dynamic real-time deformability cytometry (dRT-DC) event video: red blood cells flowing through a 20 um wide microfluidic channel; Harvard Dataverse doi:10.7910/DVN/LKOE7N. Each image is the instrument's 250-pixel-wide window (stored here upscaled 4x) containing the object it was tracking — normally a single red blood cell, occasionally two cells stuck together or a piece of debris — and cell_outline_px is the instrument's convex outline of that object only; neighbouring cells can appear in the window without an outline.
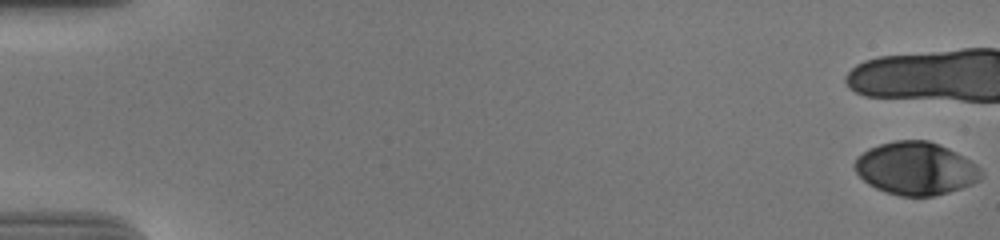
{"species": "human", "species_latin": "Homo sapiens", "temperature_condition": "cold", "stored_images_in_passage": 13, "camera_frame_rate_fps": 3000, "um_per_image_px": 0.085, "donor": {"sex": "male"}, "frame": {"image": 1, "passage_image": 1, "time_ms": 0.0, "image_size_px": [1000, 240], "cell_outline_px": [[984, 172], [980, 180], [972, 184], [948, 192], [932, 196], [900, 196], [876, 188], [868, 184], [856, 172], [852, 164], [856, 156], [868, 148], [880, 144], [896, 140], [928, 140], [948, 148], [964, 156], [976, 164]], "centroid_in_image_um": [77.83, 14.31], "position_along_channel_um": 7.2, "area_um2": 39.07}}